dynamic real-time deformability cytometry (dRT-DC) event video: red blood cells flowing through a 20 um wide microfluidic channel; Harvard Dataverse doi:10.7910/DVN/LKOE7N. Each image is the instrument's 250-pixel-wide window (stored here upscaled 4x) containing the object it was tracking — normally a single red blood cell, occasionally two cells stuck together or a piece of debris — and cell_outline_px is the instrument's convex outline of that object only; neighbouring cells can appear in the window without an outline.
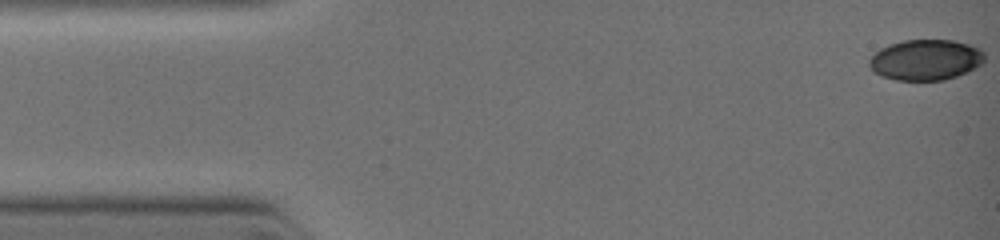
{"species": "common noctule bat (a hibernating species)", "species_latin": "Nyctalus noctula", "temperature_condition": "warm", "stored_images_in_passage": 8, "camera_frame_rate_fps": 3000, "um_per_image_px": 0.085, "animal": {"sex": "female", "body_mass_g": 19.0, "forearm_length_mm": 51.5}, "frame": {"image": 1, "passage_image": 1, "time_ms": 0.0, "image_size_px": [1000, 240], "cell_outline_px": [[984, 60], [976, 68], [968, 72], [944, 80], [896, 80], [880, 76], [872, 72], [868, 64], [868, 60], [880, 48], [888, 44], [904, 40], [952, 40], [968, 44], [980, 48], [984, 52]], "centroid_in_image_um": [78.66, 5.09], "position_along_channel_um": 6.3, "area_um2": 27.57}}
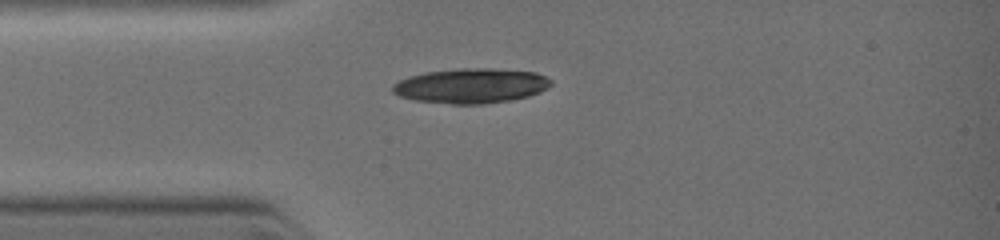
{"frame": {"image": 2, "passage_image": 5, "time_ms": 2.667, "image_size_px": [1000, 240], "cell_outline_px": [[552, 84], [548, 88], [540, 92], [528, 96], [508, 100], [484, 104], [452, 104], [412, 100], [400, 96], [392, 92], [392, 84], [408, 76], [424, 72], [460, 68], [492, 68], [536, 72], [552, 80]], "centroid_in_image_um": [40.02, 7.28], "position_along_channel_um": 45.0, "area_um2": 32.37}}
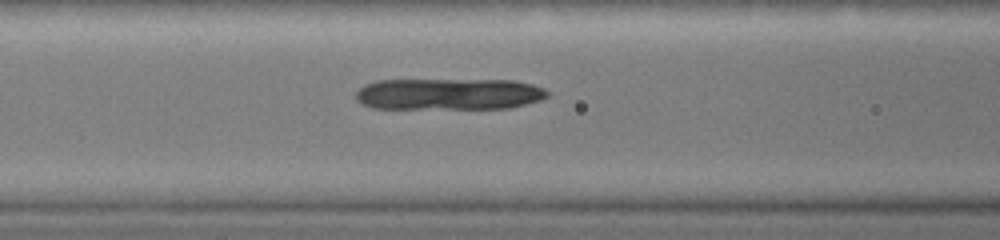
{"frame": {"image": 3, "passage_image": 8, "time_ms": 4.333, "image_size_px": [1000, 240], "cell_outline_px": [[548, 96], [540, 100], [508, 108], [372, 108], [360, 104], [356, 100], [356, 92], [364, 84], [376, 80], [512, 80], [532, 84], [544, 88], [548, 92]], "centroid_in_image_um": [38.11, 7.99], "position_along_channel_um": 128.5, "area_um2": 35.26}}